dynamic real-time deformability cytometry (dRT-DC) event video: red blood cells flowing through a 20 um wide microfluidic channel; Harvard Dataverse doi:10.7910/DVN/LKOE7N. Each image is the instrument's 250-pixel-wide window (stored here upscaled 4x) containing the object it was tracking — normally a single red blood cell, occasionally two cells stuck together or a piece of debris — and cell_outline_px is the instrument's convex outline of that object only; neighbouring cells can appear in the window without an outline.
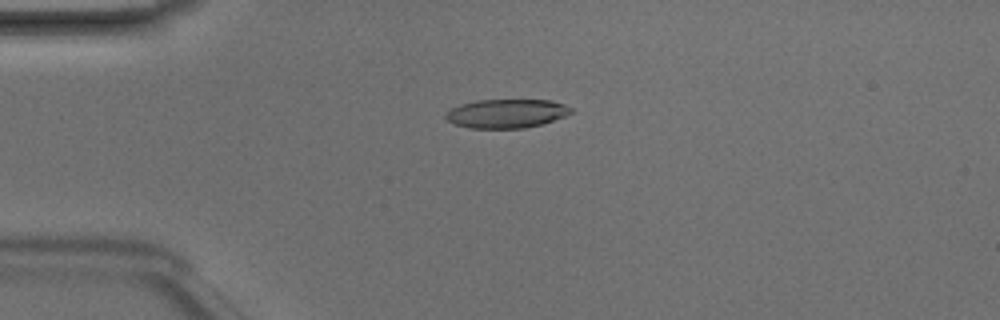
{"species": "Egyptian fruit bat (a non-hibernating species)", "species_latin": "Rousettus aegyptiacus", "temperature_condition": "room temperature", "stored_images_in_passage": 48, "camera_frame_rate_fps": 3000, "um_per_image_px": 0.085, "animal": {"sex": "male"}, "frame": {"image": 1, "passage_image": 12, "time_ms": 3.667, "image_size_px": [1000, 320], "cell_outline_px": [[572, 112], [564, 116], [540, 124], [524, 128], [468, 128], [452, 124], [444, 116], [444, 112], [460, 104], [476, 100], [552, 100], [564, 104], [572, 108]], "centroid_in_image_um": [42.99, 9.64], "position_along_channel_um": 42.0, "area_um2": 21.1}}
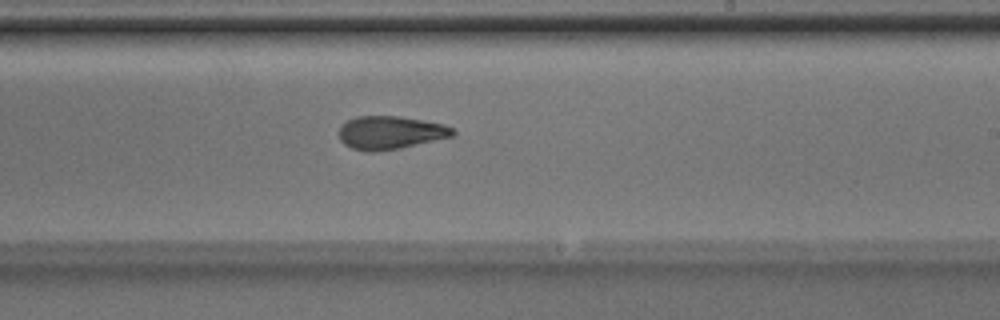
{"frame": {"image": 2, "passage_image": 29, "time_ms": 9.333, "image_size_px": [1000, 320], "cell_outline_px": [[456, 132], [452, 136], [400, 148], [372, 152], [368, 152], [352, 148], [344, 144], [340, 140], [340, 128], [348, 120], [356, 116], [400, 116], [444, 124], [452, 128]], "centroid_in_image_um": [33.17, 11.27], "position_along_channel_um": 255.8, "area_um2": 21.79}}
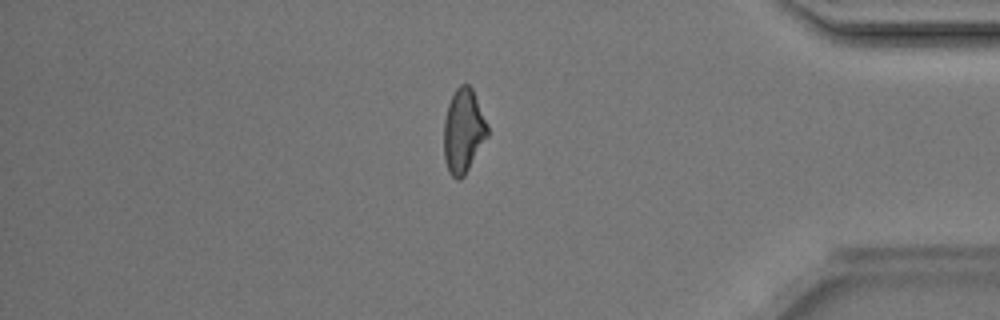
{"frame": {"image": 3, "passage_image": 41, "time_ms": 13.333, "image_size_px": [1000, 320], "cell_outline_px": [[488, 136], [464, 176], [460, 180], [456, 180], [448, 172], [444, 160], [444, 120], [448, 104], [456, 88], [460, 84], [468, 84], [472, 88], [488, 124]], "centroid_in_image_um": [39.38, 11.15], "position_along_channel_um": 395.8, "area_um2": 21.5}, "authors_computed_cell_mechanics": {"area_um2": 21.7617, "velocity_mm_per_s": 4.2204, "shape_relaxation_time_tau1_ms": 3.9591, "shape_relaxation_time_tau2_ms": 2.4891, "deformation_change_tau1": 0.1843, "deformation_change_tau2": 0.1139}}